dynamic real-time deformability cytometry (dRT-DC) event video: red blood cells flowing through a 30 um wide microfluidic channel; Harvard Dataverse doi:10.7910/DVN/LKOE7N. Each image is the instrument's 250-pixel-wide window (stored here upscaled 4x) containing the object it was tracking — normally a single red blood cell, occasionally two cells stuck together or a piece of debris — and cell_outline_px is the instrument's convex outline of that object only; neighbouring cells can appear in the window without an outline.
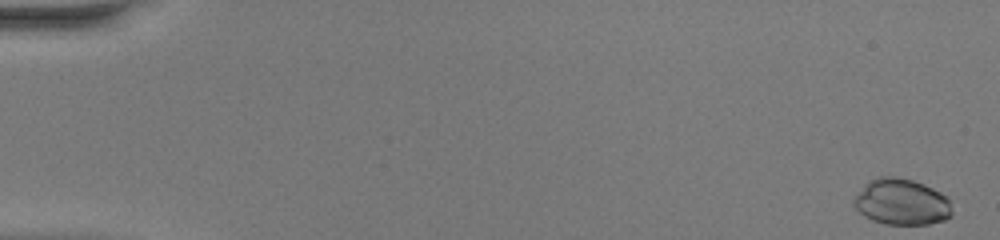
{"species": "common noctule bat (a hibernating species)", "species_latin": "Nyctalus noctula", "temperature_condition": "warm", "stored_images_in_passage": 45, "camera_frame_rate_fps": 3000, "um_per_image_px": 0.085, "animal": {"sex": "female", "body_mass_g": 20.0, "forearm_length_mm": 54.0}, "frame": {"image": 1, "passage_image": 1, "time_ms": 0.0, "image_size_px": [1000, 240], "cell_outline_px": [[952, 216], [944, 220], [928, 224], [884, 224], [872, 220], [864, 216], [852, 204], [852, 200], [864, 184], [868, 180], [880, 176], [892, 176], [912, 180], [924, 184], [948, 196], [952, 208]], "centroid_in_image_um": [76.63, 17.16], "position_along_channel_um": 8.4, "area_um2": 26.65}}
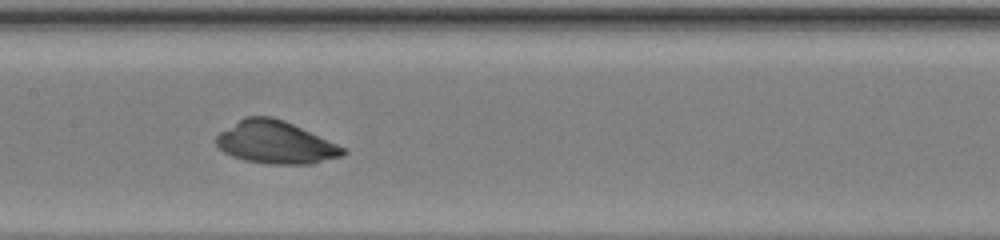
{"frame": {"image": 2, "passage_image": 26, "time_ms": 8.333, "image_size_px": [1000, 240], "cell_outline_px": [[348, 152], [340, 156], [312, 164], [268, 164], [244, 160], [232, 156], [224, 152], [216, 144], [216, 136], [220, 132], [244, 116], [272, 116], [284, 120], [348, 148]], "centroid_in_image_um": [23.44, 12.1], "position_along_channel_um": 184.0, "area_um2": 31.62}}
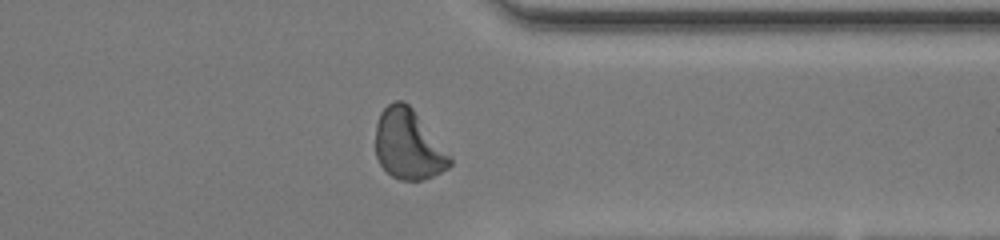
{"frame": {"image": 3, "passage_image": 40, "time_ms": 13.0, "image_size_px": [1000, 240], "cell_outline_px": [[452, 164], [448, 168], [432, 176], [420, 180], [400, 180], [392, 176], [380, 164], [376, 156], [376, 124], [380, 112], [388, 104], [396, 100], [404, 100], [412, 108], [452, 156]], "centroid_in_image_um": [34.71, 12.28], "position_along_channel_um": 376.7, "area_um2": 30.29}}